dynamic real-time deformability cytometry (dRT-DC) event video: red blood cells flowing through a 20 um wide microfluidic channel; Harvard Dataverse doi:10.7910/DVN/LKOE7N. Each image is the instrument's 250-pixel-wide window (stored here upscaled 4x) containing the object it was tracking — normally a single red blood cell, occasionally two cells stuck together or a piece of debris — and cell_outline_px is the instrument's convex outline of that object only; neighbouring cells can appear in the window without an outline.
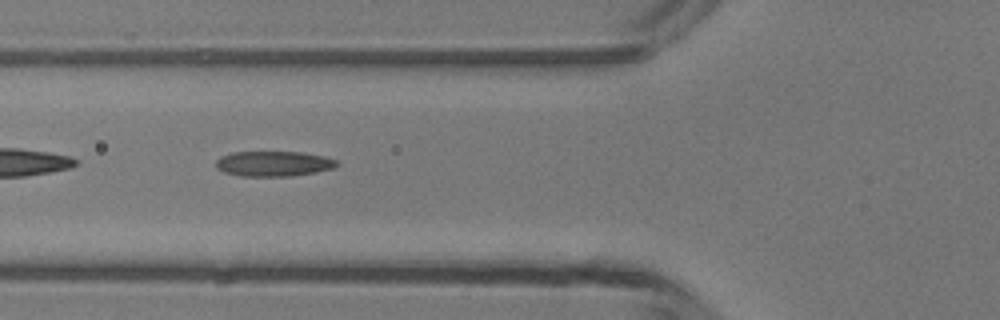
{"species": "common noctule bat (a hibernating species)", "species_latin": "Nyctalus noctula", "temperature_condition": "room temperature", "stored_images_in_passage": 7, "camera_frame_rate_fps": 3000, "um_per_image_px": 0.085, "animal": {"sex": "male", "body_mass_g": 13.3}, "frame": {"image": 1, "passage_image": 6, "time_ms": 5.667, "image_size_px": [1000, 320], "cell_outline_px": [[340, 164], [332, 168], [316, 172], [292, 176], [240, 176], [224, 172], [216, 168], [216, 160], [220, 156], [232, 152], [304, 152], [324, 156], [336, 160]], "centroid_in_image_um": [23.24, 13.91], "position_along_channel_um": 102.6, "area_um2": 17.86}}
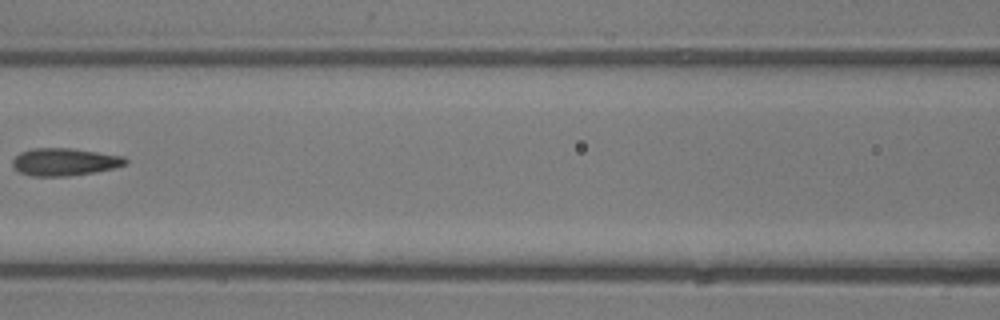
{"frame": {"image": 2, "passage_image": 7, "time_ms": 7.0, "image_size_px": [1000, 320], "cell_outline_px": [[128, 164], [96, 172], [68, 176], [32, 176], [20, 172], [12, 164], [12, 160], [20, 152], [32, 148], [72, 148], [124, 156], [128, 160]], "centroid_in_image_um": [5.51, 13.75], "position_along_channel_um": 161.1, "area_um2": 18.15}}